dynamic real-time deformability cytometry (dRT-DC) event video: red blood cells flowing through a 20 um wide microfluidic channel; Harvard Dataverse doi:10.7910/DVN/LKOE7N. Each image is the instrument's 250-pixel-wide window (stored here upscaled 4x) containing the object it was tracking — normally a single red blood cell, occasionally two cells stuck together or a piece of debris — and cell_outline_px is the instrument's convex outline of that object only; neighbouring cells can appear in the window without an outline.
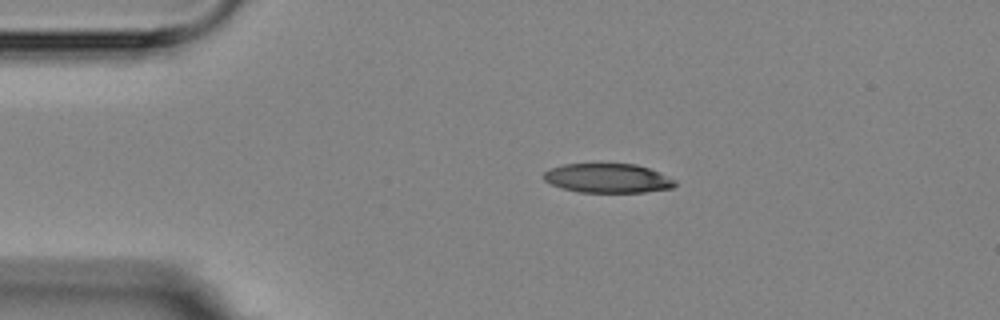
{"species": "Egyptian fruit bat (a non-hibernating species)", "species_latin": "Rousettus aegyptiacus", "temperature_condition": "room temperature", "stored_images_in_passage": 4, "camera_frame_rate_fps": 3000, "um_per_image_px": 0.085, "animal": {"sex": "female"}, "frame": {"image": 1, "passage_image": 3, "time_ms": 2.333, "image_size_px": [1000, 320], "cell_outline_px": [[676, 184], [672, 188], [644, 192], [580, 192], [564, 188], [552, 184], [544, 180], [544, 172], [552, 168], [564, 164], [636, 164], [660, 172], [676, 180]], "centroid_in_image_um": [51.7, 15.14], "position_along_channel_um": 33.3, "area_um2": 22.2}}